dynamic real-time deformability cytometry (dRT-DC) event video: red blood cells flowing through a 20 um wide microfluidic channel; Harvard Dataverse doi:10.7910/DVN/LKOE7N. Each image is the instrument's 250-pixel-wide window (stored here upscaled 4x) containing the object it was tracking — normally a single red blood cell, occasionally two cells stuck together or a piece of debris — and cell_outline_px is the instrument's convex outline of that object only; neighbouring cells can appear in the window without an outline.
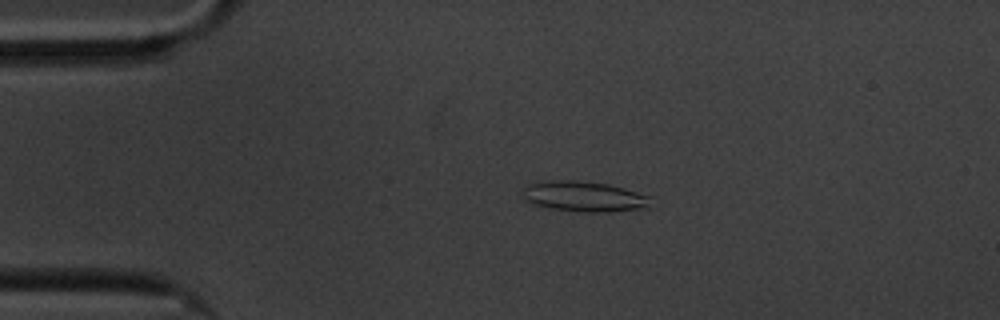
{"species": "common noctule bat (a hibernating species)", "species_latin": "Nyctalus noctula", "temperature_condition": "cold", "stored_images_in_passage": 59, "camera_frame_rate_fps": 3000, "um_per_image_px": 0.085, "animal": {"sex": "male", "body_mass_g": 20.1, "forearm_length_mm": 53.5}, "frame": {"image": 1, "passage_image": 12, "time_ms": 3.667, "image_size_px": [1000, 320], "cell_outline_px": [[652, 208], [608, 212], [584, 212], [552, 208], [532, 204], [524, 200], [524, 188], [528, 184], [536, 180], [576, 180], [608, 184], [624, 188], [652, 196]], "centroid_in_image_um": [49.7, 16.7], "position_along_channel_um": 35.3, "area_um2": 23.18}}
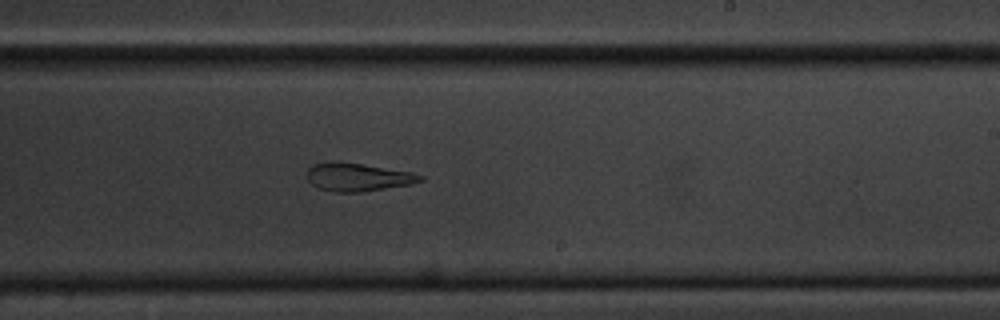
{"frame": {"image": 2, "passage_image": 35, "time_ms": 11.333, "image_size_px": [1000, 320], "cell_outline_px": [[424, 180], [412, 184], [360, 192], [336, 192], [316, 188], [308, 180], [308, 168], [312, 164], [328, 160], [340, 160], [412, 172], [424, 176]], "centroid_in_image_um": [30.38, 15.03], "position_along_channel_um": 258.6, "area_um2": 18.96}}
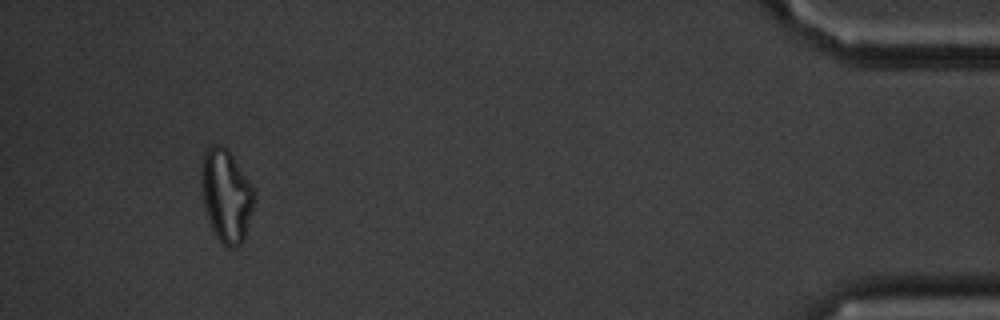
{"frame": {"image": 3, "passage_image": 55, "time_ms": 18.0, "image_size_px": [1000, 320], "cell_outline_px": [[256, 192], [244, 240], [240, 244], [232, 248], [228, 248], [216, 236], [212, 228], [204, 204], [204, 152], [212, 144], [220, 144], [232, 156]], "centroid_in_image_um": [19.28, 16.67], "position_along_channel_um": 415.9, "area_um2": 27.22}, "authors_computed_cell_mechanics": {"area_um2": 21.8484, "velocity_mm_per_s": 3.3805, "shape_relaxation_time_tau1_ms": null, "shape_relaxation_time_tau2_ms": 3.986, "deformation_change_tau1": null, "deformation_change_tau2": 0.1258}}